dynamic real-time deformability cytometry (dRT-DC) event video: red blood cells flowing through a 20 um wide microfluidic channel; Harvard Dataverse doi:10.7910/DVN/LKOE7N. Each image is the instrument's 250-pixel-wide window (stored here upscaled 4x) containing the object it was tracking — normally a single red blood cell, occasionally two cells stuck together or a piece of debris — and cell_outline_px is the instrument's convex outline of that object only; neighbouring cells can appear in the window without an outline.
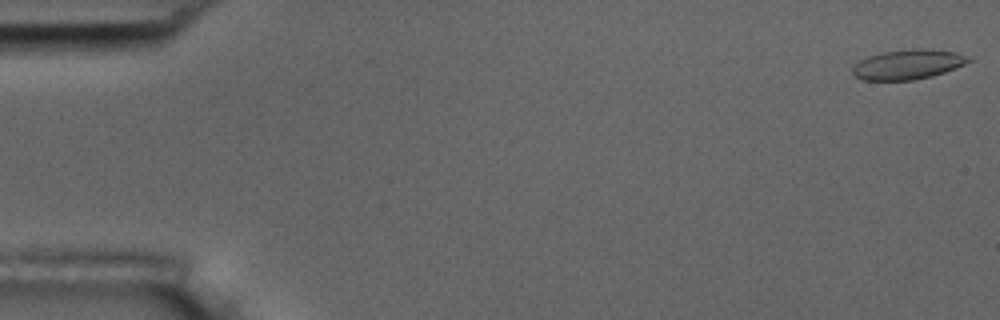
{"species": "common noctule bat (a hibernating species)", "species_latin": "Nyctalus noctula", "temperature_condition": "room temperature", "stored_images_in_passage": 9, "camera_frame_rate_fps": 3000, "um_per_image_px": 0.085, "animal": {"sex": "male", "body_mass_g": 17.5, "forearm_length_mm": 52.3}, "frame": {"image": 1, "passage_image": 1, "time_ms": 0.0, "image_size_px": [1000, 320], "cell_outline_px": [[972, 60], [956, 68], [932, 76], [912, 80], [864, 80], [852, 76], [852, 68], [860, 60], [868, 56], [884, 52], [912, 48], [920, 48], [956, 52], [968, 56]], "centroid_in_image_um": [77.16, 5.48], "position_along_channel_um": 7.8, "area_um2": 20.11}}